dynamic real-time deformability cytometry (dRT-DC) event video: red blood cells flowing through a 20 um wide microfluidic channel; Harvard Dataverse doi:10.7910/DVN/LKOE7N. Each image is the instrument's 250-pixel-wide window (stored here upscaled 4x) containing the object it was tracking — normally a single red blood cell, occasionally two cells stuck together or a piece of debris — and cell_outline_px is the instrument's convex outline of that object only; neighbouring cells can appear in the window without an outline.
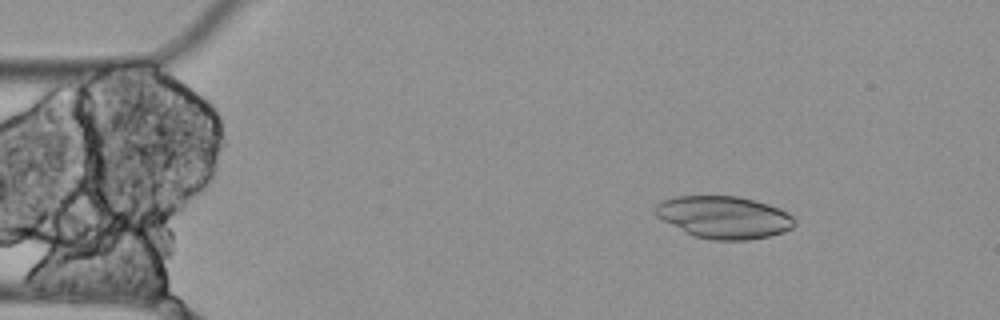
{"species": "Egyptian fruit bat (a non-hibernating species)", "species_latin": "Rousettus aegyptiacus", "temperature_condition": "cold", "stored_images_in_passage": 2, "camera_frame_rate_fps": 3000, "um_per_image_px": 0.085, "animal": {"sex": "female"}, "frame": {"image": 1, "passage_image": 1, "time_ms": 0.0, "image_size_px": [1000, 320], "cell_outline_px": [[796, 224], [792, 228], [784, 232], [768, 236], [748, 240], [712, 240], [696, 236], [684, 232], [656, 216], [656, 204], [660, 200], [676, 196], [736, 196], [768, 204], [780, 208], [788, 212], [796, 220]], "centroid_in_image_um": [61.55, 18.47], "position_along_channel_um": 23.4, "area_um2": 34.39}}